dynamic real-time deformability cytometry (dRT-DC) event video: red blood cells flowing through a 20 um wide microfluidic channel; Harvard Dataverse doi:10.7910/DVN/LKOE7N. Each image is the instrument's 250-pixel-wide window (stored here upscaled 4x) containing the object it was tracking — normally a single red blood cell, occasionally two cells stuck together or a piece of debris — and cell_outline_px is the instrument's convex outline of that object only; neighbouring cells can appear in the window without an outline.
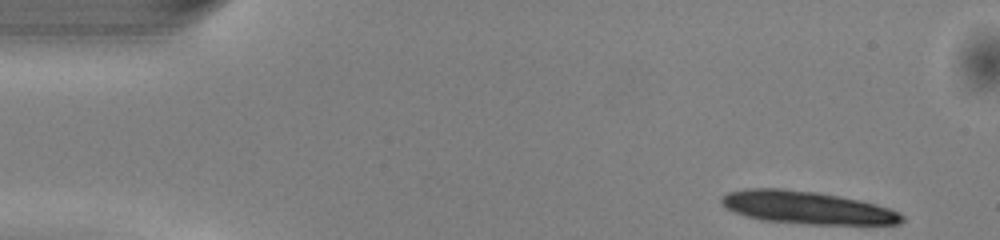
{"species": "common noctule bat (a hibernating species)", "species_latin": "Nyctalus noctula", "temperature_condition": "warm", "stored_images_in_passage": 11, "camera_frame_rate_fps": 3000, "um_per_image_px": 0.085, "animal": {"sex": "male", "body_mass_g": 13.0, "forearm_length_mm": 53.1}, "frame": {"image": 1, "passage_image": 1, "time_ms": 0.0, "image_size_px": [1000, 240], "cell_outline_px": [[904, 220], [900, 224], [808, 224], [764, 220], [748, 216], [736, 212], [728, 208], [720, 200], [720, 196], [728, 192], [744, 188], [780, 188], [816, 192], [840, 196], [860, 200], [888, 208], [904, 216]], "centroid_in_image_um": [68.58, 17.63], "position_along_channel_um": 16.4, "area_um2": 34.04}}